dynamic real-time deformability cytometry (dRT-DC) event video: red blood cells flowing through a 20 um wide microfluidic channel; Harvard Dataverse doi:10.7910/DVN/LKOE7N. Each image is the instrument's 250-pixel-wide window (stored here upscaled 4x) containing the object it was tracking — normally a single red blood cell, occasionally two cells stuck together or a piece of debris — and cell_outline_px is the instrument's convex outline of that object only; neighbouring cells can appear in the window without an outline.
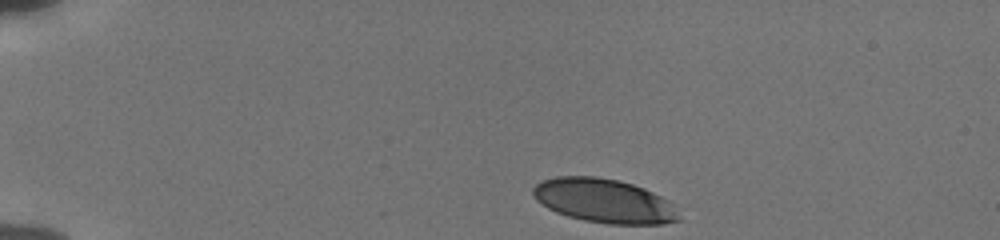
{"species": "human", "species_latin": "Homo sapiens", "temperature_condition": "cold", "stored_images_in_passage": 38, "camera_frame_rate_fps": 3000, "um_per_image_px": 0.085, "donor": {"sex": "male"}, "frame": {"image": 1, "passage_image": 1, "time_ms": 0.0, "image_size_px": [1000, 240], "cell_outline_px": [[680, 220], [664, 224], [608, 224], [584, 220], [568, 216], [556, 212], [548, 208], [536, 200], [532, 192], [532, 188], [540, 180], [556, 176], [596, 176], [620, 180], [644, 188], [668, 200], [680, 216]], "centroid_in_image_um": [51.32, 17.06], "position_along_channel_um": 33.7, "area_um2": 37.51}}
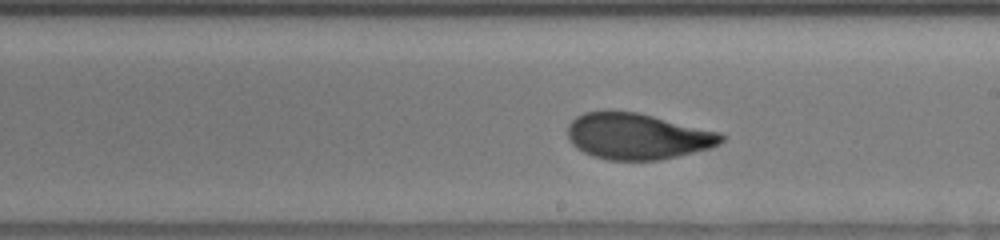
{"frame": {"image": 2, "passage_image": 23, "time_ms": 7.333, "image_size_px": [1000, 240], "cell_outline_px": [[724, 140], [720, 144], [712, 148], [660, 160], [608, 160], [592, 156], [576, 148], [572, 144], [568, 136], [568, 124], [576, 116], [584, 112], [608, 108], [636, 112], [720, 132], [724, 136]], "centroid_in_image_um": [54.15, 11.56], "position_along_channel_um": 234.9, "area_um2": 41.85}}
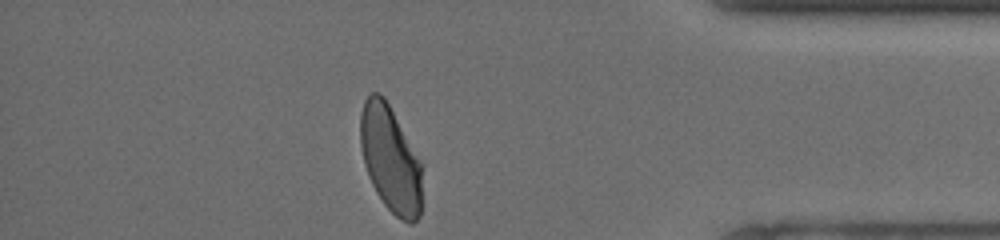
{"frame": {"image": 3, "passage_image": 38, "time_ms": 12.333, "image_size_px": [1000, 240], "cell_outline_px": [[424, 164], [420, 216], [412, 224], [408, 224], [400, 220], [384, 204], [376, 192], [368, 176], [364, 164], [360, 144], [360, 116], [364, 100], [372, 92], [380, 92], [384, 96]], "centroid_in_image_um": [33.22, 13.53], "position_along_channel_um": 402.0, "area_um2": 39.19}, "authors_computed_cell_mechanics": {"area_um2": 41.1247, "velocity_mm_per_s": 3.8216, "shape_relaxation_time_tau1_ms": 3.3609, "shape_relaxation_time_tau2_ms": 0.9189, "deformation_change_tau1": 0.1703, "deformation_change_tau2": 0.0703}}